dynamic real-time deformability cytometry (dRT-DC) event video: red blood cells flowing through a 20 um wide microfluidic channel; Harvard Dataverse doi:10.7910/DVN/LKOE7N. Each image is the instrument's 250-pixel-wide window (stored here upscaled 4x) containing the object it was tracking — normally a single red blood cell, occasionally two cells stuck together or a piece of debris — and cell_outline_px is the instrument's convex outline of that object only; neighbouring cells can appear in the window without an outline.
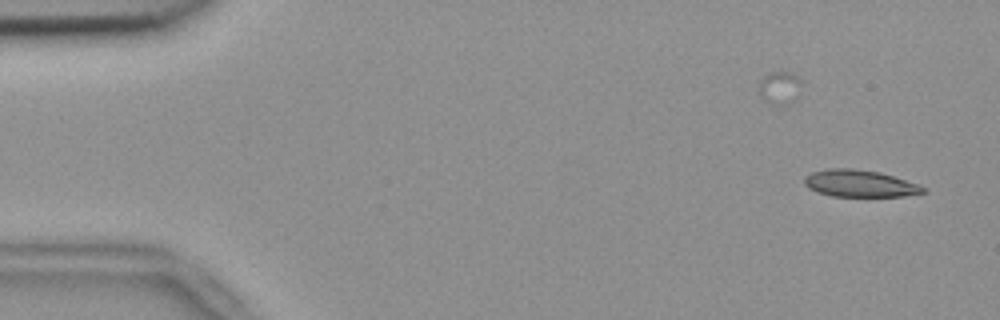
{"species": "common noctule bat (a hibernating species)", "species_latin": "Nyctalus noctula", "temperature_condition": "room temperature", "stored_images_in_passage": 54, "camera_frame_rate_fps": 3000, "um_per_image_px": 0.085, "animal": {"sex": "female", "body_mass_g": 18.4}, "frame": {"image": 1, "passage_image": 2, "time_ms": 0.333, "image_size_px": [1000, 320], "cell_outline_px": [[924, 192], [904, 196], [832, 196], [816, 192], [808, 188], [804, 184], [804, 176], [812, 172], [828, 168], [852, 168], [880, 172], [916, 184], [924, 188]], "centroid_in_image_um": [72.98, 15.59], "position_along_channel_um": 12.0, "area_um2": 18.5}}
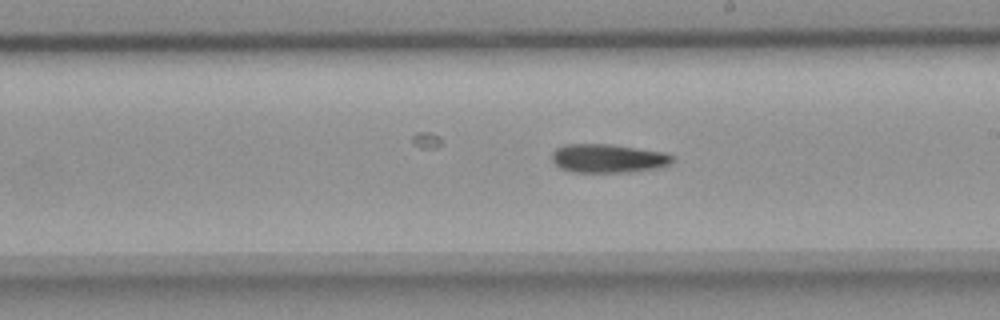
{"frame": {"image": 2, "passage_image": 30, "time_ms": 9.667, "image_size_px": [1000, 320], "cell_outline_px": [[672, 160], [668, 164], [660, 168], [628, 172], [572, 172], [560, 168], [552, 160], [552, 152], [556, 148], [564, 144], [612, 144], [664, 152], [672, 156]], "centroid_in_image_um": [51.66, 13.46], "position_along_channel_um": 237.3, "area_um2": 20.17}}
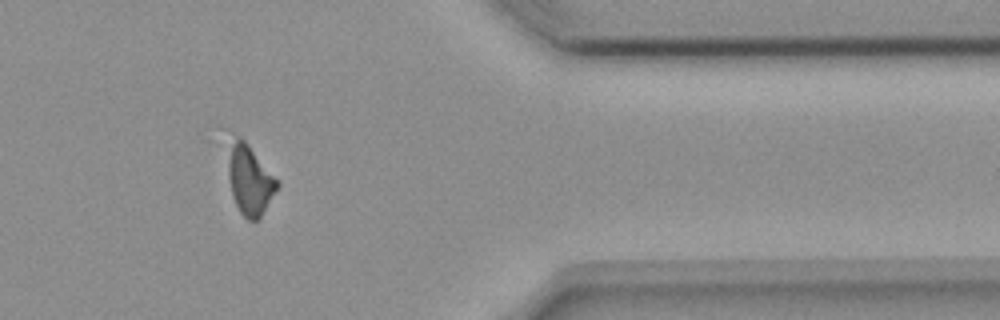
{"frame": {"image": 3, "passage_image": 44, "time_ms": 14.333, "image_size_px": [1000, 320], "cell_outline_px": [[280, 184], [260, 220], [248, 220], [240, 212], [232, 196], [228, 176], [220, 128], [224, 128], [240, 136], [248, 144], [280, 180]], "centroid_in_image_um": [21.09, 15.02], "position_along_channel_um": 390.3, "area_um2": 22.2}}